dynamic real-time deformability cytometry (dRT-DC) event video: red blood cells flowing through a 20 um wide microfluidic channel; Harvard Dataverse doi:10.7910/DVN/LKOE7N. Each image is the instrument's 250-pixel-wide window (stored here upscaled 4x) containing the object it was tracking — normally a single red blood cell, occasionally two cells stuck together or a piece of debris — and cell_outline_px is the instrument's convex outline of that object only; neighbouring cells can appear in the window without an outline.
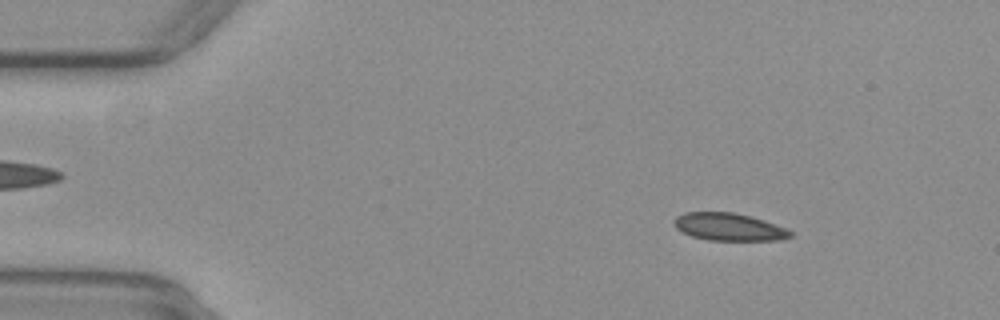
{"species": "common noctule bat (a hibernating species)", "species_latin": "Nyctalus noctula", "temperature_condition": "warm", "stored_images_in_passage": 52, "camera_frame_rate_fps": 3000, "um_per_image_px": 0.085, "animal": {"sex": "female", "body_mass_g": 29.2, "forearm_length_mm": 56.3}, "frame": {"image": 1, "passage_image": 7, "time_ms": 2.0, "image_size_px": [1000, 320], "cell_outline_px": [[792, 236], [780, 240], [708, 240], [692, 236], [676, 228], [676, 216], [684, 212], [732, 212], [752, 216], [776, 224], [792, 232]], "centroid_in_image_um": [61.98, 19.28], "position_along_channel_um": 23.0, "area_um2": 18.5}}
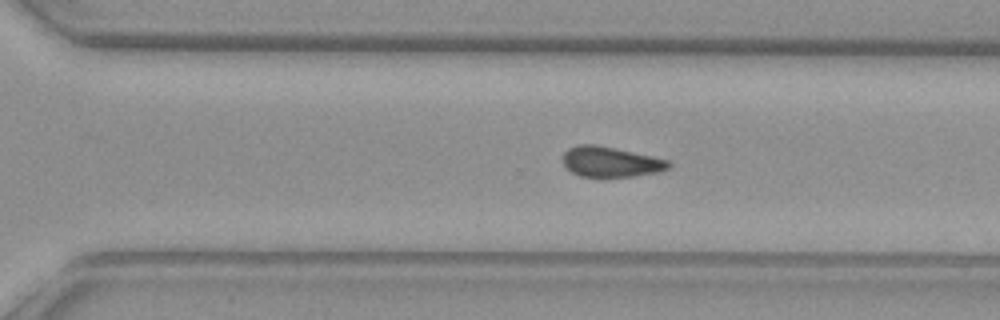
{"frame": {"image": 2, "passage_image": 36, "time_ms": 11.667, "image_size_px": [1000, 320], "cell_outline_px": [[672, 164], [668, 168], [660, 172], [632, 176], [580, 176], [572, 172], [560, 160], [564, 152], [568, 148], [580, 144], [592, 144], [616, 148], [652, 156], [668, 160]], "centroid_in_image_um": [51.89, 13.74], "position_along_channel_um": 318.7, "area_um2": 18.61}}
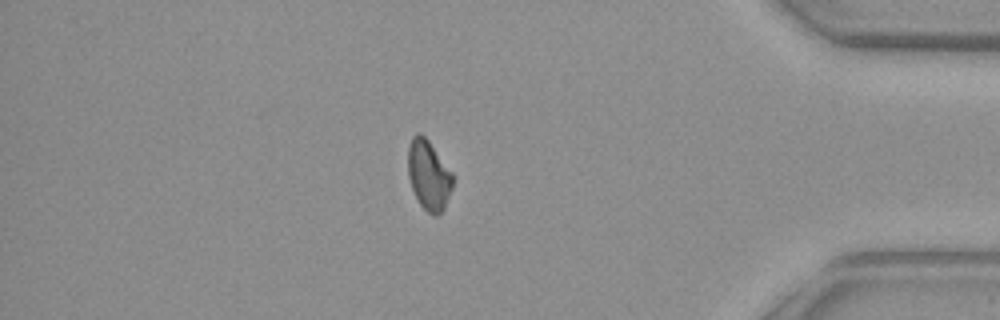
{"frame": {"image": 3, "passage_image": 45, "time_ms": 14.667, "image_size_px": [1000, 320], "cell_outline_px": [[452, 188], [444, 208], [436, 216], [432, 216], [420, 204], [412, 188], [408, 176], [408, 148], [412, 136], [420, 132], [428, 140], [452, 172]], "centroid_in_image_um": [36.43, 14.88], "position_along_channel_um": 398.8, "area_um2": 17.98}, "authors_computed_cell_mechanics": {"area_um2": 19.1318, "velocity_mm_per_s": 3.9044, "shape_relaxation_time_tau1_ms": null, "shape_relaxation_time_tau2_ms": 4.0073, "deformation_change_tau1": null, "deformation_change_tau2": 0.0719}}